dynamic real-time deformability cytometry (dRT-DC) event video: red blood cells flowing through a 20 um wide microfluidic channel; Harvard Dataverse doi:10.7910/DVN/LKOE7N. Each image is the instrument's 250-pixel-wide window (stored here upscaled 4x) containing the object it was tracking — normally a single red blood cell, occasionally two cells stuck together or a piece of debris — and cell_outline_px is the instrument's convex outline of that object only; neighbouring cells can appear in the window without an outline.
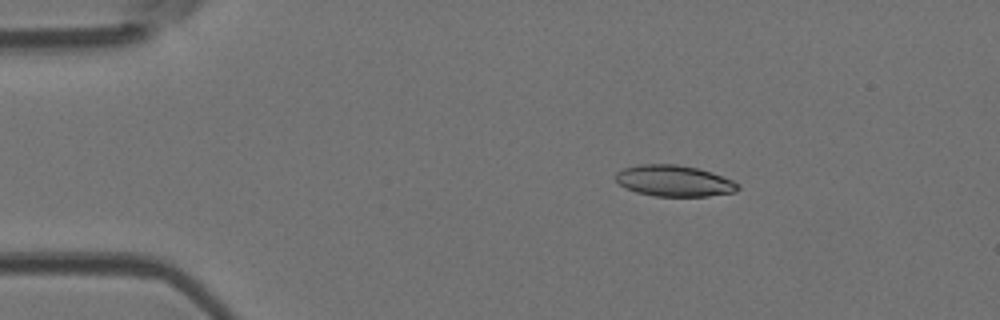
{"species": "Egyptian fruit bat (a non-hibernating species)", "species_latin": "Rousettus aegyptiacus", "temperature_condition": "room temperature", "stored_images_in_passage": 6, "camera_frame_rate_fps": 3000, "um_per_image_px": 0.085, "animal": {"sex": "female"}, "frame": {"image": 1, "passage_image": 2, "time_ms": 0.333, "image_size_px": [1000, 320], "cell_outline_px": [[740, 188], [736, 192], [708, 196], [656, 196], [636, 192], [620, 184], [616, 180], [616, 172], [624, 168], [640, 164], [676, 164], [696, 168], [712, 172], [732, 180], [740, 184]], "centroid_in_image_um": [57.33, 15.37], "position_along_channel_um": 27.7, "area_um2": 22.14}}
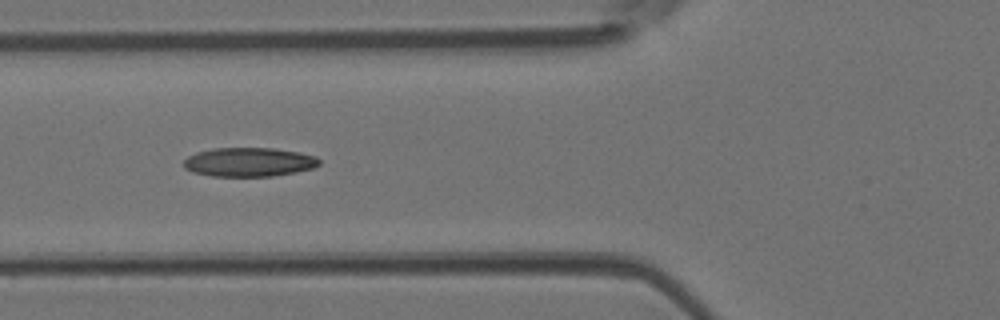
{"frame": {"image": 2, "passage_image": 5, "time_ms": 1.333, "image_size_px": [1000, 320], "cell_outline_px": [[320, 164], [312, 168], [296, 172], [272, 176], [212, 176], [192, 172], [184, 168], [184, 160], [188, 156], [196, 152], [212, 148], [272, 148], [300, 152], [316, 156], [320, 160]], "centroid_in_image_um": [21.16, 13.77], "position_along_channel_um": 104.6, "area_um2": 23.0}}
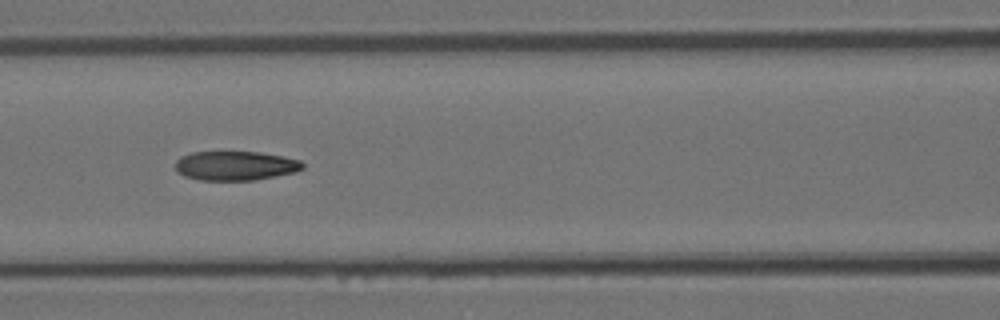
{"frame": {"image": 3, "passage_image": 6, "time_ms": 1.667, "image_size_px": [1000, 320], "cell_outline_px": [[304, 168], [296, 172], [252, 180], [200, 180], [184, 176], [176, 172], [176, 160], [180, 156], [192, 152], [260, 152], [284, 156], [300, 160], [304, 164]], "centroid_in_image_um": [20.0, 14.08], "position_along_channel_um": 146.6, "area_um2": 21.79}}